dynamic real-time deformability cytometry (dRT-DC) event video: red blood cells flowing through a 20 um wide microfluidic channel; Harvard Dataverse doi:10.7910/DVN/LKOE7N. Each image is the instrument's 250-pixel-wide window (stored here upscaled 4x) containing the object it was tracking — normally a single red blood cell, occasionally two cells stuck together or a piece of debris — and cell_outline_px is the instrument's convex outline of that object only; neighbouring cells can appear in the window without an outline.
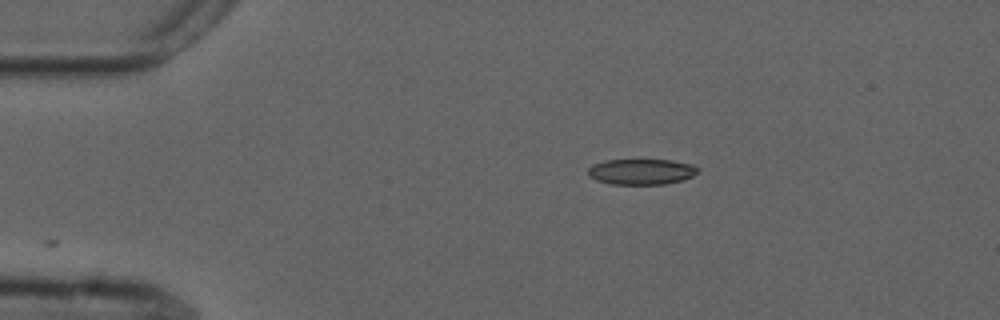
{"species": "common noctule bat (a hibernating species)", "species_latin": "Nyctalus noctula", "temperature_condition": "cold", "stored_images_in_passage": 45, "camera_frame_rate_fps": 3000, "um_per_image_px": 0.085, "animal": {"sex": "male", "forearm_length_mm": 52.5}, "frame": {"image": 1, "passage_image": 1, "time_ms": 0.0, "image_size_px": [1000, 320], "cell_outline_px": [[700, 172], [692, 176], [680, 180], [664, 184], [608, 184], [596, 180], [588, 176], [588, 168], [592, 164], [604, 160], [672, 160], [692, 164], [700, 168]], "centroid_in_image_um": [54.5, 14.59], "position_along_channel_um": 30.5, "area_um2": 16.59}}
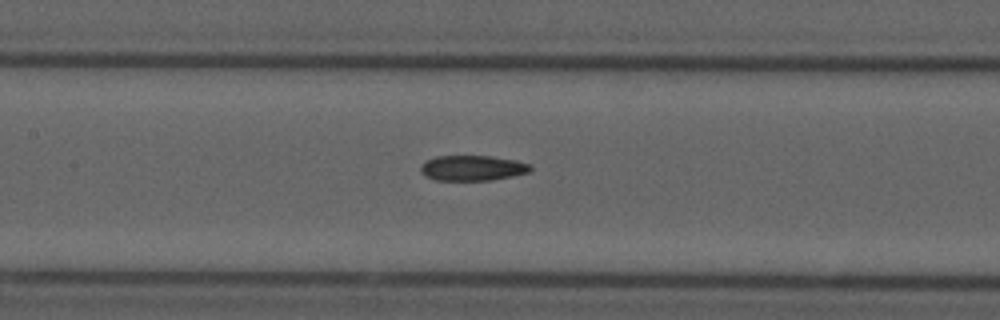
{"frame": {"image": 2, "passage_image": 16, "time_ms": 5.0, "image_size_px": [1000, 320], "cell_outline_px": [[532, 172], [492, 180], [436, 180], [424, 176], [420, 172], [420, 168], [424, 160], [436, 156], [492, 156], [516, 160], [532, 164]], "centroid_in_image_um": [40.17, 14.28], "position_along_channel_um": 167.2, "area_um2": 16.47}}
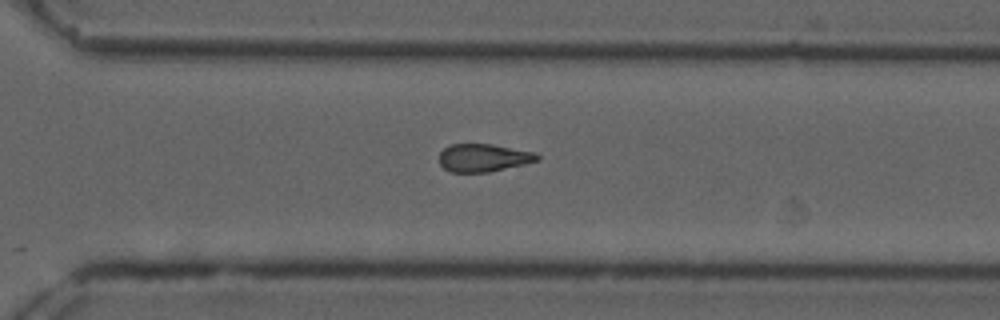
{"frame": {"image": 3, "passage_image": 29, "time_ms": 9.333, "image_size_px": [1000, 320], "cell_outline_px": [[540, 160], [524, 164], [488, 172], [452, 172], [444, 168], [440, 164], [440, 152], [444, 148], [452, 144], [492, 144], [532, 152], [540, 156]], "centroid_in_image_um": [41.08, 13.41], "position_along_channel_um": 329.5, "area_um2": 15.72}, "authors_computed_cell_mechanics": {"area_um2": 16.5886, "velocity_mm_per_s": 3.7624, "shape_relaxation_time_tau1_ms": null, "shape_relaxation_time_tau2_ms": 6.5363, "deformation_change_tau1": null, "deformation_change_tau2": 0.1585}}